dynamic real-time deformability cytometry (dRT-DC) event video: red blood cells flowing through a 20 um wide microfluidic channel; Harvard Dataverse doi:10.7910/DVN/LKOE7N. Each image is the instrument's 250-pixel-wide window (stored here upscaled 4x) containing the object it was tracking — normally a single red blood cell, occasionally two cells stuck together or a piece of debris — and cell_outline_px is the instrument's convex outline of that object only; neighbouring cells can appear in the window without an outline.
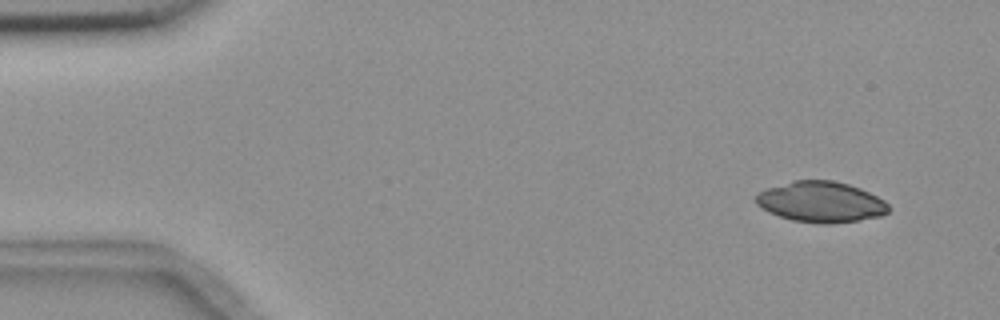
{"species": "common noctule bat (a hibernating species)", "species_latin": "Nyctalus noctula", "temperature_condition": "room temperature", "stored_images_in_passage": 6, "segment_of_instrument_passage": [2, 2], "camera_frame_rate_fps": 3000, "um_per_image_px": 0.085, "animal": {"sex": "female", "body_mass_g": 18.4}, "frame": {"image": 1, "passage_image": 6, "time_ms": 6.333, "image_size_px": [1000, 320], "cell_outline_px": [[888, 212], [880, 216], [860, 220], [832, 224], [820, 224], [792, 220], [768, 212], [756, 204], [752, 200], [764, 188], [796, 180], [832, 180], [848, 184], [860, 188], [884, 200], [888, 204]], "centroid_in_image_um": [69.75, 17.17], "position_along_channel_um": 15.3, "area_um2": 31.62}}